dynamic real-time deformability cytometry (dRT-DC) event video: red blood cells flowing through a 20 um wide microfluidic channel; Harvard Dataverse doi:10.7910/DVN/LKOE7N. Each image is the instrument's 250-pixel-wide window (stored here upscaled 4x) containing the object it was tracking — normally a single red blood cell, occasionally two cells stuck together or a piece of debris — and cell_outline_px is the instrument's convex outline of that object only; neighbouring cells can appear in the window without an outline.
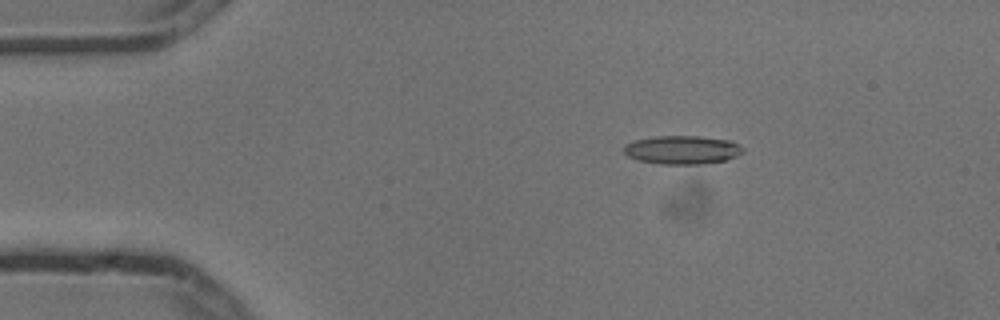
{"species": "common noctule bat (a hibernating species)", "species_latin": "Nyctalus noctula", "temperature_condition": "cold", "stored_images_in_passage": 5, "camera_frame_rate_fps": 3000, "um_per_image_px": 0.085, "animal": {"sex": "male", "body_mass_g": 13.3}, "frame": {"image": 1, "passage_image": 2, "time_ms": 0.333, "image_size_px": [1000, 320], "cell_outline_px": [[744, 152], [736, 156], [724, 160], [700, 164], [664, 164], [640, 160], [628, 156], [624, 152], [624, 144], [636, 140], [656, 136], [700, 136], [732, 140], [740, 144], [744, 148]], "centroid_in_image_um": [58.04, 12.72], "position_along_channel_um": 27.0, "area_um2": 19.77}}
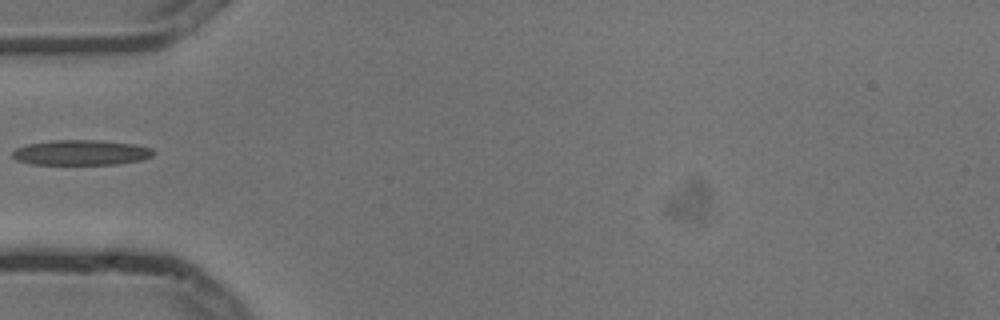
{"frame": {"image": 2, "passage_image": 4, "time_ms": 1.0, "image_size_px": [1000, 320], "cell_outline_px": [[152, 156], [144, 160], [116, 164], [32, 164], [16, 160], [12, 156], [12, 152], [16, 148], [28, 144], [52, 140], [100, 140], [136, 144], [152, 148]], "centroid_in_image_um": [6.9, 12.96], "position_along_channel_um": 78.1, "area_um2": 20.75}}
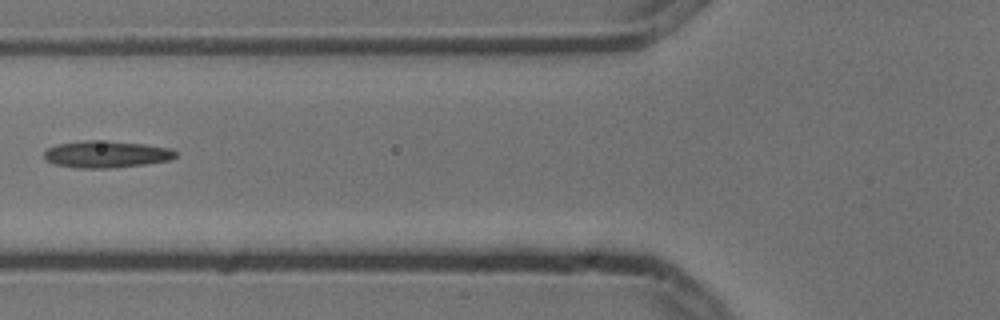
{"frame": {"image": 3, "passage_image": 5, "time_ms": 1.333, "image_size_px": [1000, 320], "cell_outline_px": [[176, 156], [168, 160], [144, 164], [112, 168], [76, 168], [56, 164], [48, 160], [44, 156], [44, 152], [48, 148], [56, 144], [84, 140], [92, 140], [140, 144], [172, 148], [176, 152]], "centroid_in_image_um": [9.01, 13.11], "position_along_channel_um": 116.8, "area_um2": 20.29}}